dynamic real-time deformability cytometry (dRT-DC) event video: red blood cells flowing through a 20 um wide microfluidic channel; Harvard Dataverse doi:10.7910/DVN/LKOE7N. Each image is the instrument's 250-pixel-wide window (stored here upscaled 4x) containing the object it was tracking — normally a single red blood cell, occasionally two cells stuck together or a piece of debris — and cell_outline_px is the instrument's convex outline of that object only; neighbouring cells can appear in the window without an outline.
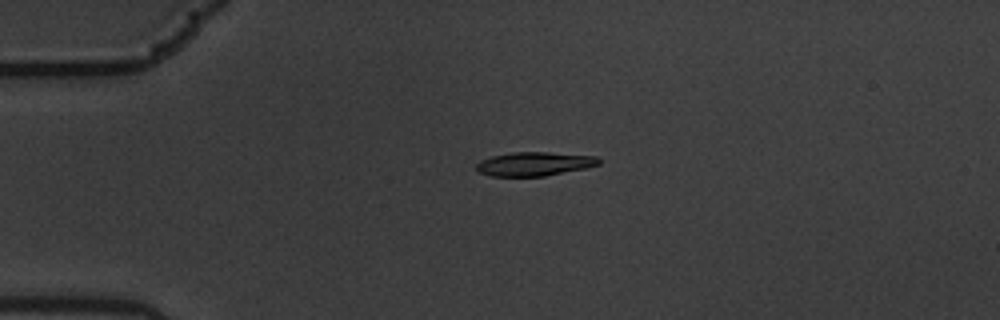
{"species": "common noctule bat (a hibernating species)", "species_latin": "Nyctalus noctula", "temperature_condition": "warm", "stored_images_in_passage": 4, "camera_frame_rate_fps": 3000, "um_per_image_px": 0.085, "animal": {"sex": "male", "body_mass_g": 19.5, "forearm_length_mm": 54.6}, "frame": {"image": 1, "passage_image": 3, "time_ms": 0.667, "image_size_px": [1000, 320], "cell_outline_px": [[600, 164], [588, 168], [544, 176], [492, 176], [480, 172], [476, 168], [476, 164], [480, 160], [492, 156], [512, 152], [548, 152], [596, 156], [600, 160]], "centroid_in_image_um": [45.44, 13.93], "position_along_channel_um": 39.6, "area_um2": 17.05}}